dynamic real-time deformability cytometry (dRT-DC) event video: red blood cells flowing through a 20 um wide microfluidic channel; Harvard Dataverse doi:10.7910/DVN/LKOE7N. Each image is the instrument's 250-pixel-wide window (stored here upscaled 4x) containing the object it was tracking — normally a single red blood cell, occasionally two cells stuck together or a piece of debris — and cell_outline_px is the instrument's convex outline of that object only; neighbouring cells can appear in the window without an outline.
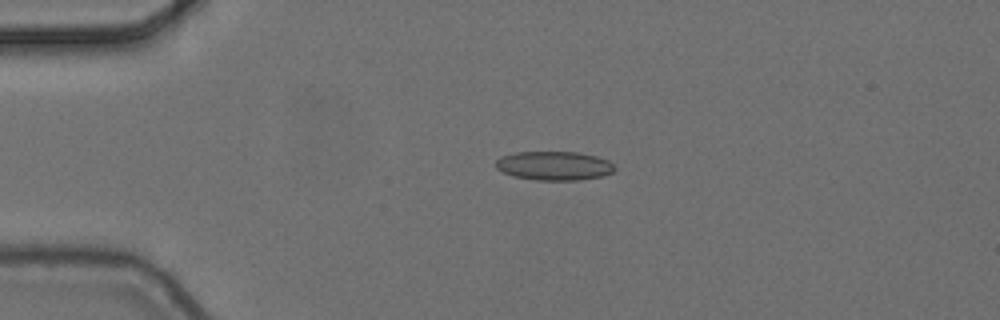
{"species": "common noctule bat (a hibernating species)", "species_latin": "Nyctalus noctula", "temperature_condition": "cold", "stored_images_in_passage": 5, "camera_frame_rate_fps": 3000, "um_per_image_px": 0.085, "animal": {"sex": "female", "body_mass_g": 24.6, "forearm_length_mm": 56.2}, "frame": {"image": 1, "passage_image": 4, "time_ms": 1.0, "image_size_px": [1000, 320], "cell_outline_px": [[616, 168], [612, 172], [604, 176], [580, 180], [536, 180], [512, 176], [496, 168], [496, 160], [500, 156], [516, 152], [576, 152], [596, 156], [608, 160]], "centroid_in_image_um": [47.1, 14.09], "position_along_channel_um": 37.9, "area_um2": 20.11}}